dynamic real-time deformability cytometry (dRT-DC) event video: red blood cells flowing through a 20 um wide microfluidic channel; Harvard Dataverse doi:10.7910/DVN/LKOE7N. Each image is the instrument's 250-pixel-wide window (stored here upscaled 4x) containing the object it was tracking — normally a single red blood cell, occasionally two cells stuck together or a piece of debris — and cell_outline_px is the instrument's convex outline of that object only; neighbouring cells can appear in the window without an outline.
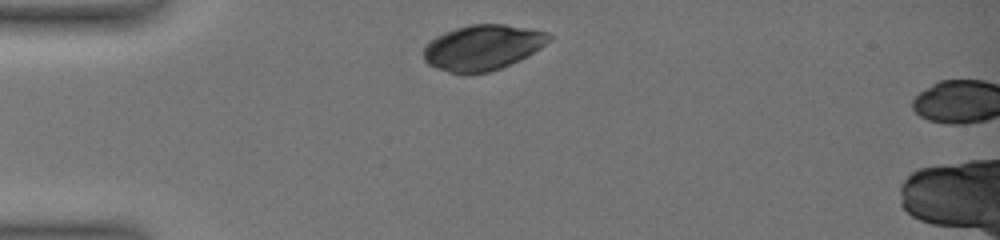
{"species": "common noctule bat (a hibernating species)", "species_latin": "Nyctalus noctula", "temperature_condition": "warm", "stored_images_in_passage": 2, "camera_frame_rate_fps": 3000, "um_per_image_px": 0.085, "animal": {"sex": "female", "body_mass_g": 19.0, "forearm_length_mm": 51.5}, "frame": {"image": 1, "passage_image": 1, "time_ms": 0.0, "image_size_px": [1000, 240], "cell_outline_px": [[552, 40], [528, 56], [520, 60], [500, 68], [488, 72], [468, 76], [464, 76], [448, 72], [436, 68], [428, 64], [424, 60], [424, 44], [436, 36], [444, 32], [456, 28], [472, 24], [504, 24], [528, 28], [548, 32], [552, 36]], "centroid_in_image_um": [41.01, 4.06], "position_along_channel_um": 44.0, "area_um2": 33.7}}